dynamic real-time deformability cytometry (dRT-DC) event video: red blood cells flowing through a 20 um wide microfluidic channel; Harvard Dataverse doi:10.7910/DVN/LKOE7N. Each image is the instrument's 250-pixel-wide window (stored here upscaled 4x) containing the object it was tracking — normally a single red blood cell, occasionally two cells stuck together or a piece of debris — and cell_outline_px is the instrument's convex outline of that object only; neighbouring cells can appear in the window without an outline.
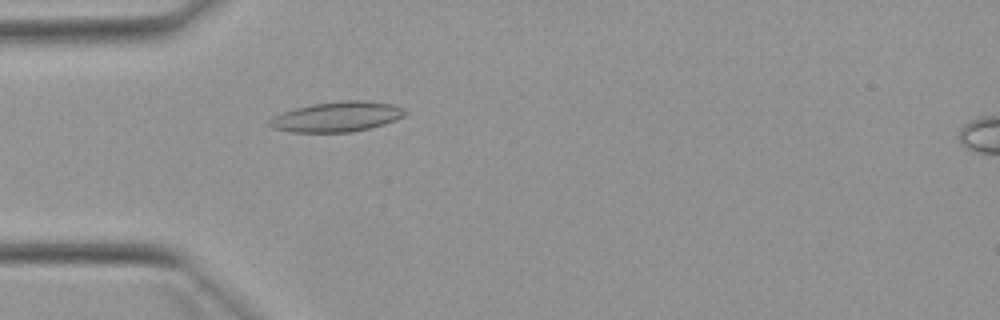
{"species": "Egyptian fruit bat (a non-hibernating species)", "species_latin": "Rousettus aegyptiacus", "temperature_condition": "warm", "stored_images_in_passage": 24, "camera_frame_rate_fps": 3000, "um_per_image_px": 0.085, "animal": {"sex": "female"}, "frame": {"image": 1, "passage_image": 1, "time_ms": 0.0, "image_size_px": [1000, 320], "cell_outline_px": [[408, 112], [404, 116], [396, 120], [384, 124], [352, 132], [292, 132], [272, 128], [268, 124], [268, 120], [272, 116], [296, 108], [312, 104], [344, 100], [364, 100], [392, 104], [404, 108]], "centroid_in_image_um": [28.65, 9.92], "position_along_channel_um": 56.3, "area_um2": 23.81}}
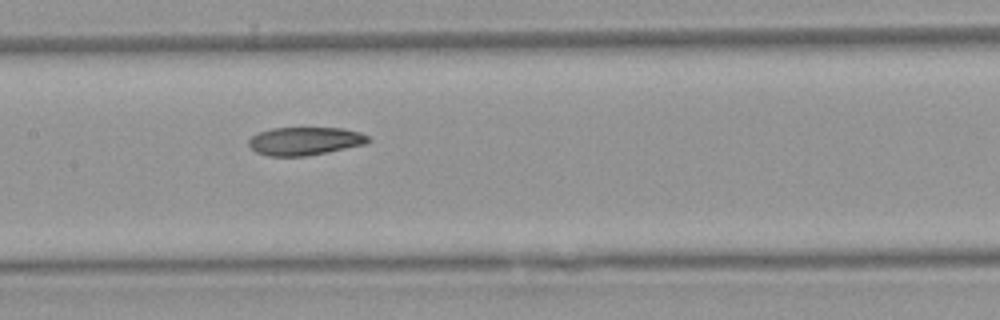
{"frame": {"image": 2, "passage_image": 11, "time_ms": 3.333, "image_size_px": [1000, 320], "cell_outline_px": [[372, 140], [364, 144], [328, 152], [304, 156], [268, 156], [256, 152], [248, 144], [248, 140], [252, 136], [260, 132], [272, 128], [344, 128], [360, 132], [368, 136]], "centroid_in_image_um": [25.92, 11.99], "position_along_channel_um": 181.5, "area_um2": 19.54}}
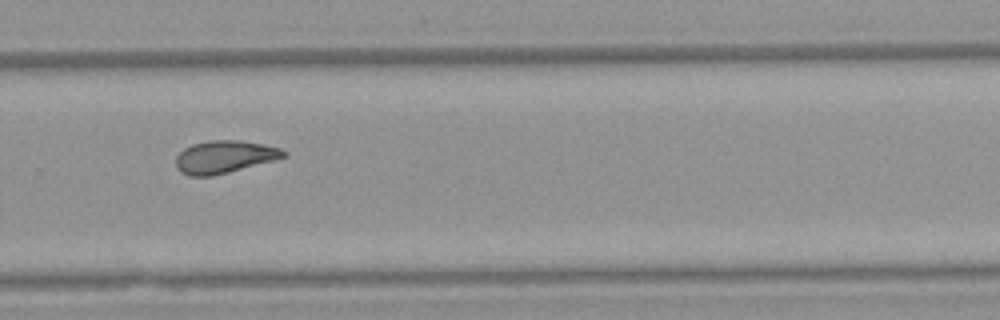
{"frame": {"image": 3, "passage_image": 21, "time_ms": 6.667, "image_size_px": [1000, 320], "cell_outline_px": [[288, 156], [228, 172], [212, 176], [188, 176], [180, 172], [176, 168], [176, 156], [184, 148], [192, 144], [212, 140], [240, 140], [264, 144], [280, 148], [288, 152]], "centroid_in_image_um": [19.06, 13.33], "position_along_channel_um": 310.7, "area_um2": 20.46}}